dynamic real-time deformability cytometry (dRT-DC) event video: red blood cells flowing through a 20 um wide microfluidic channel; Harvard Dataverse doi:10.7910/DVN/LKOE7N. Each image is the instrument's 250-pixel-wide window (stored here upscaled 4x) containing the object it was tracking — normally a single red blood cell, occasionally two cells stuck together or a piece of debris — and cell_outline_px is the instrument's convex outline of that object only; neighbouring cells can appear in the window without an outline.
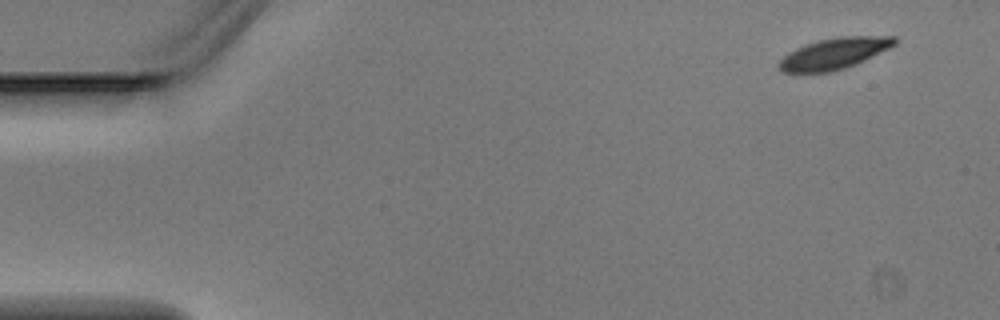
{"species": "Egyptian fruit bat (a non-hibernating species)", "species_latin": "Rousettus aegyptiacus", "temperature_condition": "warm", "stored_images_in_passage": 3, "camera_frame_rate_fps": 3000, "um_per_image_px": 0.085, "animal": {"sex": "male"}, "frame": {"image": 1, "passage_image": 1, "time_ms": 0.0, "image_size_px": [1000, 320], "cell_outline_px": [[896, 44], [856, 64], [832, 72], [784, 72], [776, 68], [776, 64], [788, 52], [796, 48], [820, 40], [840, 36], [896, 36]], "centroid_in_image_um": [70.88, 4.55], "position_along_channel_um": 14.1, "area_um2": 20.81}}